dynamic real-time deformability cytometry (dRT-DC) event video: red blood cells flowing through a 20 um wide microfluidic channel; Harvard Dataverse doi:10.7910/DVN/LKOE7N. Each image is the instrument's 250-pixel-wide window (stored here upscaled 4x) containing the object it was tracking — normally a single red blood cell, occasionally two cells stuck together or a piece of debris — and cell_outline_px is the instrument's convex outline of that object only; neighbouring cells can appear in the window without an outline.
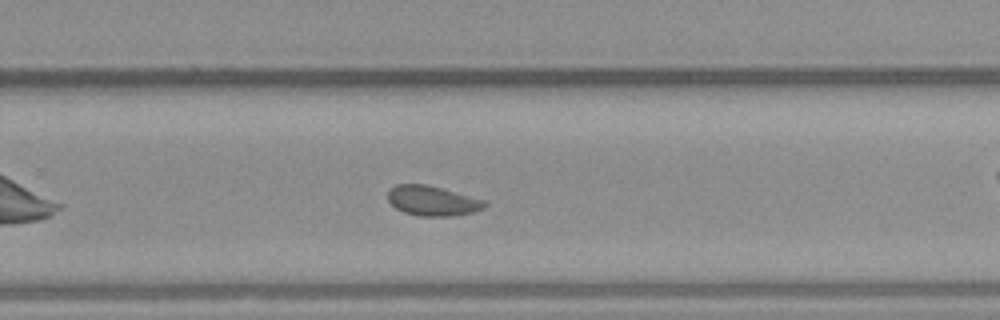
{"species": "common noctule bat (a hibernating species)", "species_latin": "Nyctalus noctula", "temperature_condition": "warm", "stored_images_in_passage": 24, "camera_frame_rate_fps": 3000, "um_per_image_px": 0.085, "animal": {"sex": "male", "body_mass_g": 23.1, "forearm_length_mm": 52.7}, "frame": {"image": 1, "passage_image": 17, "time_ms": 5.333, "image_size_px": [1000, 320], "cell_outline_px": [[488, 204], [484, 208], [476, 212], [452, 216], [420, 216], [404, 212], [396, 208], [388, 200], [388, 192], [396, 184], [428, 184], [488, 200]], "centroid_in_image_um": [36.83, 17.06], "position_along_channel_um": 293.0, "area_um2": 17.17}}